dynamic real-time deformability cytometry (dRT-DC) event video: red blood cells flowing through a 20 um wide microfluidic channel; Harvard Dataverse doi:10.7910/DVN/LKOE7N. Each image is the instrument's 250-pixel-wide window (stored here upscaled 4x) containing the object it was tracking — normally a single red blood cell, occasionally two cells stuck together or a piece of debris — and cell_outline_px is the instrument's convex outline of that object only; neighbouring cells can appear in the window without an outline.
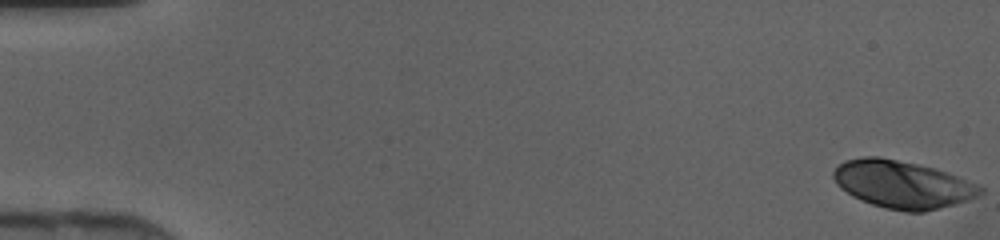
{"species": "human", "species_latin": "Homo sapiens", "temperature_condition": "cold", "stored_images_in_passage": 46, "camera_frame_rate_fps": 3000, "um_per_image_px": 0.085, "donor": {"sex": "female"}, "frame": {"image": 1, "passage_image": 1, "time_ms": 0.0, "image_size_px": [1000, 240], "cell_outline_px": [[984, 192], [968, 200], [956, 204], [924, 212], [904, 212], [884, 208], [860, 200], [852, 196], [840, 188], [836, 184], [832, 176], [832, 172], [844, 160], [864, 156], [880, 156], [916, 164], [932, 168], [956, 176], [976, 184], [984, 188]], "centroid_in_image_um": [76.66, 15.69], "position_along_channel_um": 8.3, "area_um2": 40.63}}
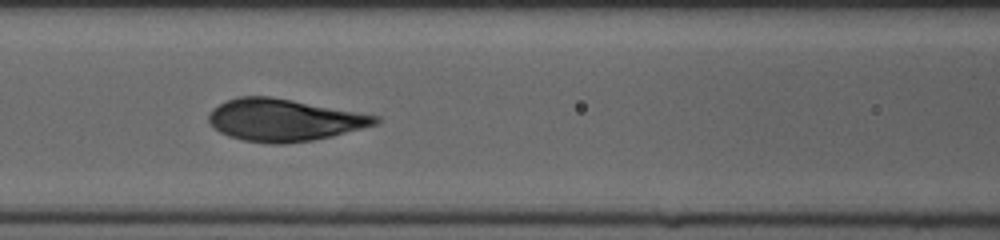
{"frame": {"image": 2, "passage_image": 21, "time_ms": 6.667, "image_size_px": [1000, 240], "cell_outline_px": [[380, 120], [376, 124], [332, 136], [312, 140], [284, 144], [268, 144], [240, 140], [228, 136], [220, 132], [208, 120], [208, 112], [212, 108], [228, 100], [244, 96], [272, 96], [380, 116]], "centroid_in_image_um": [24.12, 10.2], "position_along_channel_um": 142.5, "area_um2": 40.86}}
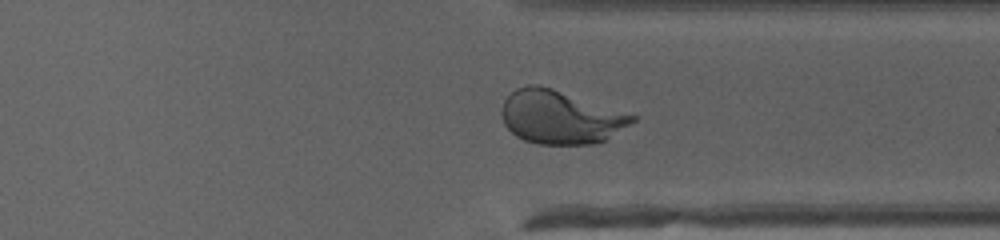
{"frame": {"image": 3, "passage_image": 36, "time_ms": 11.667, "image_size_px": [1000, 240], "cell_outline_px": [[640, 116], [636, 120], [604, 140], [596, 144], [536, 144], [524, 140], [516, 136], [504, 124], [500, 112], [504, 100], [516, 88], [528, 84], [540, 84]], "centroid_in_image_um": [47.62, 9.94], "position_along_channel_um": 363.8, "area_um2": 40.86}}